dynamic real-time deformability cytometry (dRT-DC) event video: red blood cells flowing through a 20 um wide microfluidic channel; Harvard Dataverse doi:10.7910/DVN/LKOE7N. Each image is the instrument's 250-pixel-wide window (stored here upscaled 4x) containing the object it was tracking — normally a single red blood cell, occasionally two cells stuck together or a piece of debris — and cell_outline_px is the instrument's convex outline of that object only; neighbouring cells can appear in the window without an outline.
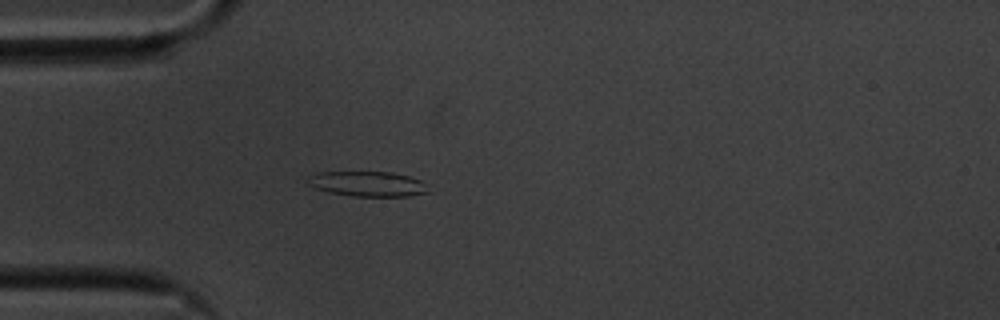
{"species": "common noctule bat (a hibernating species)", "species_latin": "Nyctalus noctula", "temperature_condition": "cold", "stored_images_in_passage": 42, "camera_frame_rate_fps": 3000, "um_per_image_px": 0.085, "animal": {"sex": "male", "body_mass_g": 20.1, "forearm_length_mm": 53.5}, "frame": {"image": 1, "passage_image": 2, "time_ms": 0.333, "image_size_px": [1000, 320], "cell_outline_px": [[428, 192], [408, 196], [352, 196], [328, 192], [316, 188], [308, 184], [308, 176], [316, 172], [392, 172], [408, 176], [420, 180], [428, 184]], "centroid_in_image_um": [31.25, 15.63], "position_along_channel_um": 53.7, "area_um2": 17.63}}
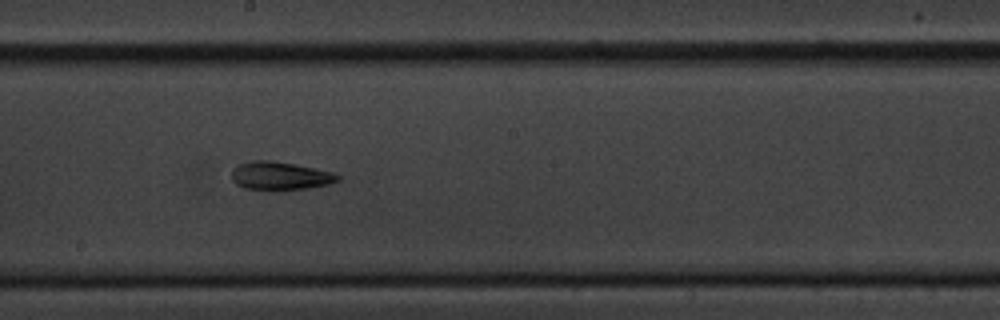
{"frame": {"image": 2, "passage_image": 17, "time_ms": 5.333, "image_size_px": [1000, 320], "cell_outline_px": [[340, 180], [328, 184], [308, 188], [276, 192], [268, 192], [244, 188], [236, 184], [232, 180], [232, 168], [240, 164], [252, 160], [272, 160], [296, 164], [316, 168], [332, 172], [340, 176]], "centroid_in_image_um": [23.78, 14.97], "position_along_channel_um": 224.4, "area_um2": 18.09}}
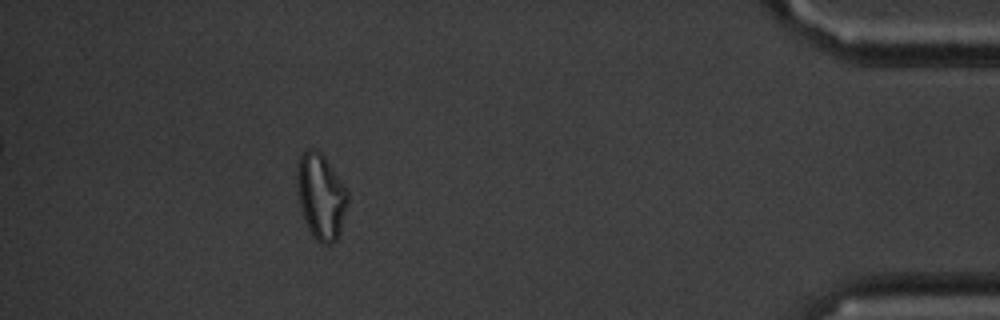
{"frame": {"image": 3, "passage_image": 37, "time_ms": 12.0, "image_size_px": [1000, 320], "cell_outline_px": [[348, 200], [340, 232], [336, 240], [332, 244], [320, 244], [312, 236], [308, 228], [300, 204], [296, 176], [300, 156], [308, 148], [316, 148], [324, 156], [344, 184], [348, 192]], "centroid_in_image_um": [27.29, 16.69], "position_along_channel_um": 407.9, "area_um2": 25.09}, "authors_computed_cell_mechanics": {"area_um2": 17.629, "velocity_mm_per_s": 3.537, "shape_relaxation_time_tau1_ms": null, "shape_relaxation_time_tau2_ms": 4.5548, "deformation_change_tau1": null, "deformation_change_tau2": 0.1458}}